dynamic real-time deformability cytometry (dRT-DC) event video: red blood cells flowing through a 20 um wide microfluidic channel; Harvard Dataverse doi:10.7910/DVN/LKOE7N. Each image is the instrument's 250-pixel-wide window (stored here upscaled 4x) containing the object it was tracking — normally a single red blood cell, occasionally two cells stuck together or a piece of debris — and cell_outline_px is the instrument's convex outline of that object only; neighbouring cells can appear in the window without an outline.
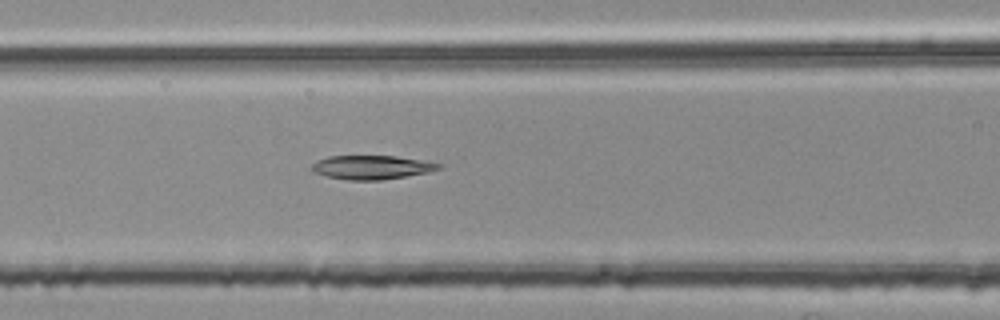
{"species": "common noctule bat (a hibernating species)", "species_latin": "Nyctalus noctula", "temperature_condition": "room temperature", "stored_images_in_passage": 54, "segment_of_instrument_passage": [2, 2], "camera_frame_rate_fps": 3000, "um_per_image_px": 0.085, "animal": {"sex": "female", "body_mass_g": 25.1}, "frame": {"image": 1, "passage_image": 22, "time_ms": 7.0, "image_size_px": [1000, 320], "cell_outline_px": [[444, 164], [440, 168], [428, 172], [380, 180], [348, 180], [324, 176], [316, 172], [312, 168], [312, 164], [316, 160], [328, 156], [396, 156]], "centroid_in_image_um": [31.57, 14.21], "position_along_channel_um": 135.0, "area_um2": 17.51}}
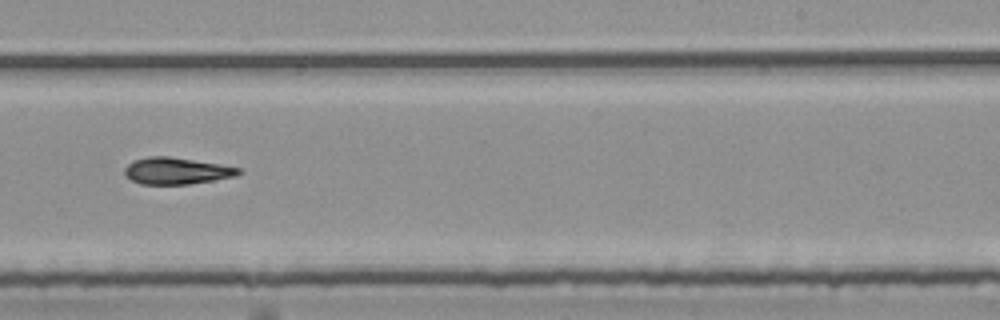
{"frame": {"image": 2, "passage_image": 33, "time_ms": 10.667, "image_size_px": [1000, 320], "cell_outline_px": [[244, 172], [236, 176], [188, 184], [140, 184], [124, 176], [124, 168], [132, 160], [148, 156], [168, 156], [240, 168]], "centroid_in_image_um": [14.95, 14.52], "position_along_channel_um": 274.1, "area_um2": 17.63}}
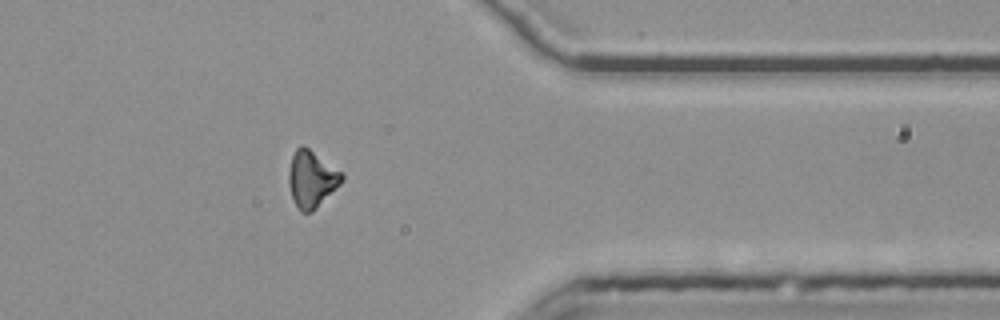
{"frame": {"image": 3, "passage_image": 43, "time_ms": 14.0, "image_size_px": [1000, 320], "cell_outline_px": [[344, 180], [312, 212], [300, 212], [292, 196], [288, 184], [288, 172], [292, 156], [296, 148], [300, 144], [304, 144], [344, 172]], "centroid_in_image_um": [26.5, 15.17], "position_along_channel_um": 384.9, "area_um2": 17.8}}